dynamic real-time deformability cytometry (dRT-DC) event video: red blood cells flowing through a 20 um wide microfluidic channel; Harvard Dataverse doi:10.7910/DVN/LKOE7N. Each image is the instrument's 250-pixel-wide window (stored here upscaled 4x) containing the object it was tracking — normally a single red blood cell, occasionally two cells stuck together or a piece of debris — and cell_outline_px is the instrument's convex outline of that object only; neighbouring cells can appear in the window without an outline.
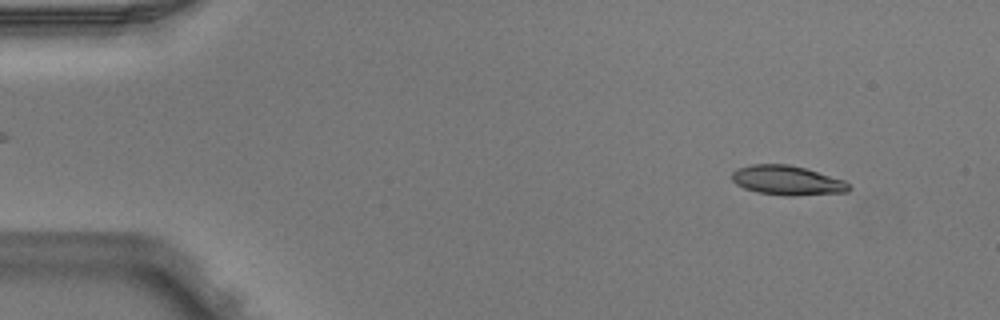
{"species": "Egyptian fruit bat (a non-hibernating species)", "species_latin": "Rousettus aegyptiacus", "temperature_condition": "warm", "stored_images_in_passage": 3, "camera_frame_rate_fps": 3000, "um_per_image_px": 0.085, "animal": {"sex": "male"}, "frame": {"image": 1, "passage_image": 1, "time_ms": 0.0, "image_size_px": [1000, 320], "cell_outline_px": [[852, 188], [848, 192], [792, 196], [788, 196], [756, 192], [744, 188], [736, 184], [732, 180], [732, 172], [740, 168], [752, 164], [788, 164], [804, 168], [844, 180]], "centroid_in_image_um": [66.91, 15.34], "position_along_channel_um": 18.1, "area_um2": 20.0}}
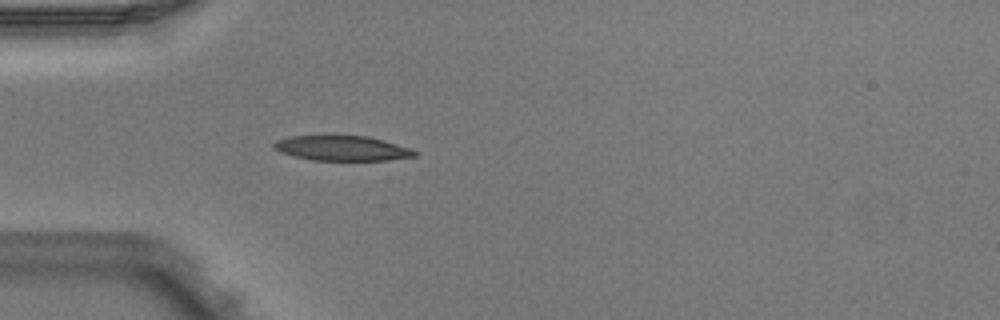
{"frame": {"image": 2, "passage_image": 3, "time_ms": 0.667, "image_size_px": [1000, 320], "cell_outline_px": [[416, 156], [384, 160], [312, 160], [280, 152], [272, 148], [272, 144], [276, 140], [292, 136], [332, 132], [368, 136], [384, 140], [412, 148], [416, 152]], "centroid_in_image_um": [29.02, 12.54], "position_along_channel_um": 56.0, "area_um2": 21.44}}